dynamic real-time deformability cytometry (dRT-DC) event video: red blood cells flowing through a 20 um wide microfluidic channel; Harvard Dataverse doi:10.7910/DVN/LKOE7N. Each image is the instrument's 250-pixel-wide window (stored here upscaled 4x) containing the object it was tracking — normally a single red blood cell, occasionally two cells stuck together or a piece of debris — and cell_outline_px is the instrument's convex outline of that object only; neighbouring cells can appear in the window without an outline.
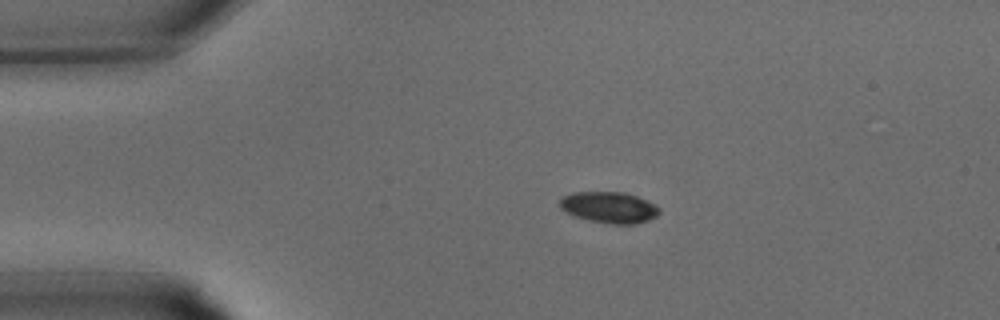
{"species": "common noctule bat (a hibernating species)", "species_latin": "Nyctalus noctula", "temperature_condition": "warm", "stored_images_in_passage": 29, "camera_frame_rate_fps": 3000, "um_per_image_px": 0.085, "animal": {"sex": "male", "body_mass_g": 15.6}, "frame": {"image": 1, "passage_image": 3, "time_ms": 0.667, "image_size_px": [1000, 320], "cell_outline_px": [[660, 212], [656, 216], [648, 220], [636, 224], [612, 224], [588, 220], [576, 216], [560, 208], [560, 200], [564, 196], [572, 192], [624, 192], [636, 196], [656, 204], [660, 208]], "centroid_in_image_um": [51.81, 17.62], "position_along_channel_um": 33.2, "area_um2": 18.03}}
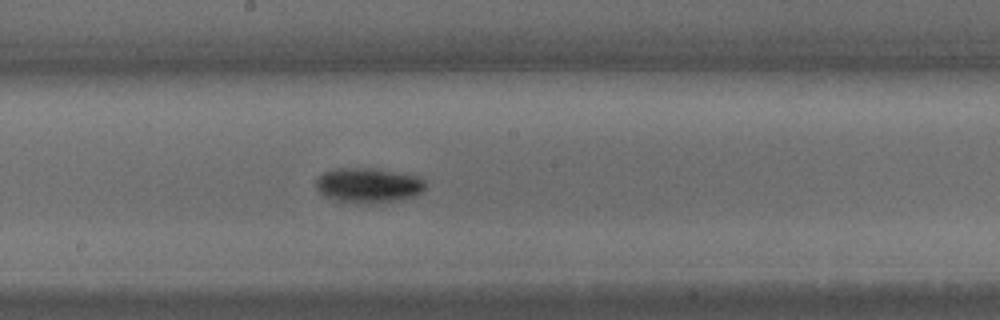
{"frame": {"image": 2, "passage_image": 14, "time_ms": 4.333, "image_size_px": [1000, 320], "cell_outline_px": [[428, 188], [416, 196], [396, 200], [372, 204], [368, 204], [336, 200], [324, 196], [316, 188], [316, 180], [324, 172], [336, 168], [372, 168], [420, 176], [428, 184]], "centroid_in_image_um": [31.37, 15.75], "position_along_channel_um": 216.8, "area_um2": 22.48}}
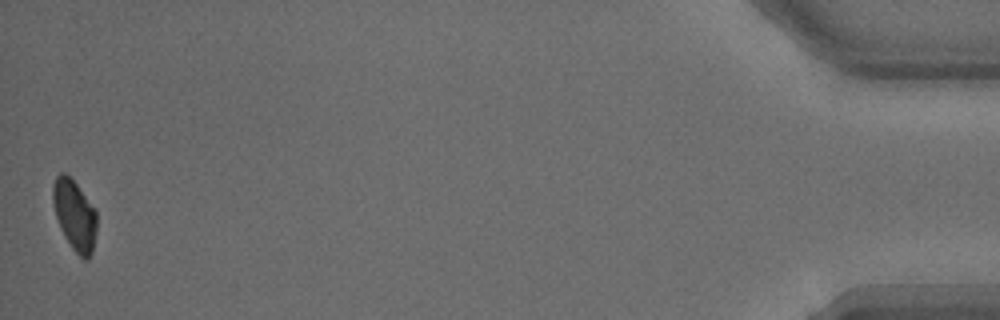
{"frame": {"image": 3, "passage_image": 29, "time_ms": 9.333, "image_size_px": [1000, 320], "cell_outline_px": [[96, 232], [92, 252], [84, 260], [72, 248], [64, 236], [60, 228], [52, 204], [52, 184], [56, 176], [60, 172], [64, 172], [76, 184], [96, 208]], "centroid_in_image_um": [6.32, 18.25], "position_along_channel_um": 428.9, "area_um2": 18.03}}